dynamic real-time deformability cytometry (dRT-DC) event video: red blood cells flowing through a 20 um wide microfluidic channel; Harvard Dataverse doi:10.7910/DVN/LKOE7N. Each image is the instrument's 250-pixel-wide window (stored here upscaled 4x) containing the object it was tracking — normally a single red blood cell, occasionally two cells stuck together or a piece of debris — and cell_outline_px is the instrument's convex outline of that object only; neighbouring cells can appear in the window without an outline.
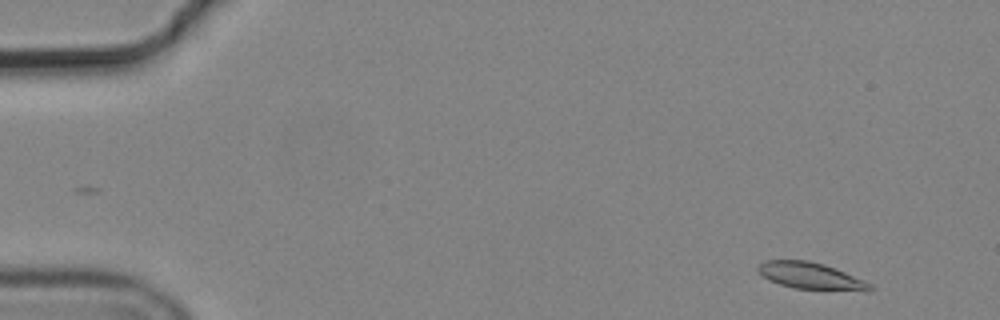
{"species": "common noctule bat (a hibernating species)", "species_latin": "Nyctalus noctula", "temperature_condition": "cold", "stored_images_in_passage": 6, "camera_frame_rate_fps": 3000, "um_per_image_px": 0.085, "animal": {"sex": "male", "body_mass_g": 19.2, "forearm_length_mm": 51.8}, "frame": {"image": 1, "passage_image": 1, "time_ms": 0.0, "image_size_px": [1000, 320], "cell_outline_px": [[876, 288], [868, 292], [796, 288], [780, 284], [768, 280], [756, 268], [764, 260], [808, 260], [824, 264], [864, 280], [872, 284]], "centroid_in_image_um": [68.98, 23.46], "position_along_channel_um": 16.0, "area_um2": 17.51}}
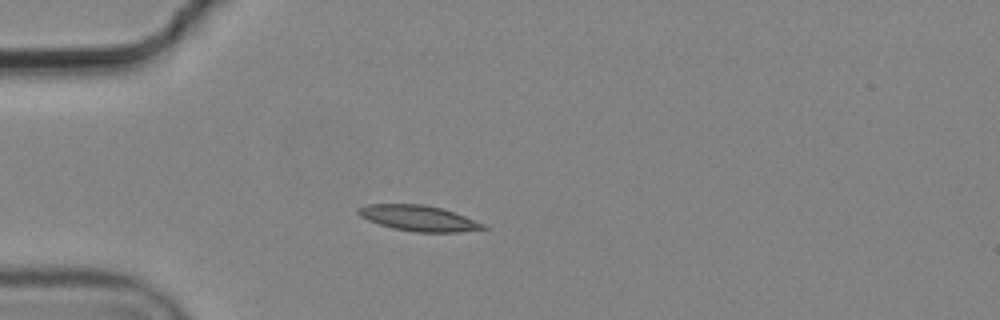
{"frame": {"image": 2, "passage_image": 4, "time_ms": 1.0, "image_size_px": [1000, 320], "cell_outline_px": [[488, 228], [460, 232], [416, 232], [392, 228], [368, 220], [360, 216], [356, 212], [356, 208], [368, 204], [424, 204], [440, 208], [464, 216], [484, 224]], "centroid_in_image_um": [35.53, 18.54], "position_along_channel_um": 49.5, "area_um2": 18.5}}
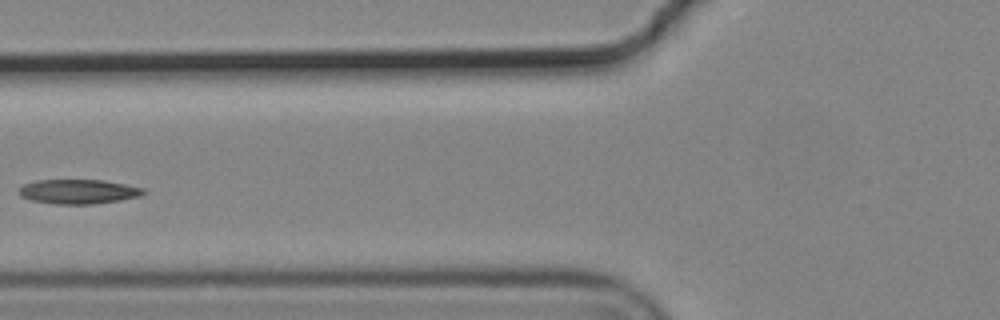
{"frame": {"image": 3, "passage_image": 6, "time_ms": 1.667, "image_size_px": [1000, 320], "cell_outline_px": [[148, 192], [140, 196], [120, 200], [92, 204], [56, 204], [32, 200], [20, 196], [16, 192], [24, 184], [36, 180], [104, 180], [144, 188]], "centroid_in_image_um": [6.66, 16.28], "position_along_channel_um": 119.1, "area_um2": 17.8}}